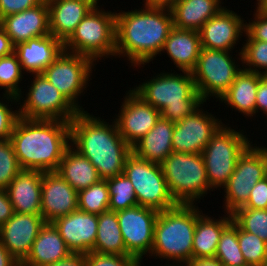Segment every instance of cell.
<instances>
[{
  "mask_svg": "<svg viewBox=\"0 0 267 266\" xmlns=\"http://www.w3.org/2000/svg\"><path fill=\"white\" fill-rule=\"evenodd\" d=\"M197 207L194 204H177L158 213L149 256L173 261L168 266H185L192 259L196 223L203 213Z\"/></svg>",
  "mask_w": 267,
  "mask_h": 266,
  "instance_id": "cell-5",
  "label": "cell"
},
{
  "mask_svg": "<svg viewBox=\"0 0 267 266\" xmlns=\"http://www.w3.org/2000/svg\"><path fill=\"white\" fill-rule=\"evenodd\" d=\"M71 254L57 228L53 223L46 222L20 266H48L68 258Z\"/></svg>",
  "mask_w": 267,
  "mask_h": 266,
  "instance_id": "cell-25",
  "label": "cell"
},
{
  "mask_svg": "<svg viewBox=\"0 0 267 266\" xmlns=\"http://www.w3.org/2000/svg\"><path fill=\"white\" fill-rule=\"evenodd\" d=\"M40 4L39 0H0V20L14 13L22 12Z\"/></svg>",
  "mask_w": 267,
  "mask_h": 266,
  "instance_id": "cell-45",
  "label": "cell"
},
{
  "mask_svg": "<svg viewBox=\"0 0 267 266\" xmlns=\"http://www.w3.org/2000/svg\"><path fill=\"white\" fill-rule=\"evenodd\" d=\"M56 172L77 192L101 180L94 165L72 146L65 151Z\"/></svg>",
  "mask_w": 267,
  "mask_h": 266,
  "instance_id": "cell-31",
  "label": "cell"
},
{
  "mask_svg": "<svg viewBox=\"0 0 267 266\" xmlns=\"http://www.w3.org/2000/svg\"><path fill=\"white\" fill-rule=\"evenodd\" d=\"M262 11L267 12V0H257V4Z\"/></svg>",
  "mask_w": 267,
  "mask_h": 266,
  "instance_id": "cell-53",
  "label": "cell"
},
{
  "mask_svg": "<svg viewBox=\"0 0 267 266\" xmlns=\"http://www.w3.org/2000/svg\"><path fill=\"white\" fill-rule=\"evenodd\" d=\"M221 3L220 0H176L169 6L173 26L199 31L206 21L224 8Z\"/></svg>",
  "mask_w": 267,
  "mask_h": 266,
  "instance_id": "cell-28",
  "label": "cell"
},
{
  "mask_svg": "<svg viewBox=\"0 0 267 266\" xmlns=\"http://www.w3.org/2000/svg\"><path fill=\"white\" fill-rule=\"evenodd\" d=\"M45 223L42 215L14 212L0 227V242L21 264L30 253L33 242Z\"/></svg>",
  "mask_w": 267,
  "mask_h": 266,
  "instance_id": "cell-17",
  "label": "cell"
},
{
  "mask_svg": "<svg viewBox=\"0 0 267 266\" xmlns=\"http://www.w3.org/2000/svg\"><path fill=\"white\" fill-rule=\"evenodd\" d=\"M93 252L126 255L116 212L108 210L98 215L97 237Z\"/></svg>",
  "mask_w": 267,
  "mask_h": 266,
  "instance_id": "cell-32",
  "label": "cell"
},
{
  "mask_svg": "<svg viewBox=\"0 0 267 266\" xmlns=\"http://www.w3.org/2000/svg\"><path fill=\"white\" fill-rule=\"evenodd\" d=\"M118 116L114 119L119 134L132 148L156 124L160 111L145 102L133 90L126 93Z\"/></svg>",
  "mask_w": 267,
  "mask_h": 266,
  "instance_id": "cell-16",
  "label": "cell"
},
{
  "mask_svg": "<svg viewBox=\"0 0 267 266\" xmlns=\"http://www.w3.org/2000/svg\"><path fill=\"white\" fill-rule=\"evenodd\" d=\"M9 140L22 170L57 171L70 147V122L19 117Z\"/></svg>",
  "mask_w": 267,
  "mask_h": 266,
  "instance_id": "cell-3",
  "label": "cell"
},
{
  "mask_svg": "<svg viewBox=\"0 0 267 266\" xmlns=\"http://www.w3.org/2000/svg\"><path fill=\"white\" fill-rule=\"evenodd\" d=\"M215 258L224 266H248L238 243V225L232 222L223 230Z\"/></svg>",
  "mask_w": 267,
  "mask_h": 266,
  "instance_id": "cell-33",
  "label": "cell"
},
{
  "mask_svg": "<svg viewBox=\"0 0 267 266\" xmlns=\"http://www.w3.org/2000/svg\"><path fill=\"white\" fill-rule=\"evenodd\" d=\"M235 61L230 51L201 48L191 73L196 90L205 102L209 96H215L219 100L235 81L243 69Z\"/></svg>",
  "mask_w": 267,
  "mask_h": 266,
  "instance_id": "cell-10",
  "label": "cell"
},
{
  "mask_svg": "<svg viewBox=\"0 0 267 266\" xmlns=\"http://www.w3.org/2000/svg\"><path fill=\"white\" fill-rule=\"evenodd\" d=\"M96 4L93 0H58L49 5L50 35L64 43Z\"/></svg>",
  "mask_w": 267,
  "mask_h": 266,
  "instance_id": "cell-24",
  "label": "cell"
},
{
  "mask_svg": "<svg viewBox=\"0 0 267 266\" xmlns=\"http://www.w3.org/2000/svg\"><path fill=\"white\" fill-rule=\"evenodd\" d=\"M96 4L63 43L64 51L89 57L94 62L115 56L116 12Z\"/></svg>",
  "mask_w": 267,
  "mask_h": 266,
  "instance_id": "cell-6",
  "label": "cell"
},
{
  "mask_svg": "<svg viewBox=\"0 0 267 266\" xmlns=\"http://www.w3.org/2000/svg\"><path fill=\"white\" fill-rule=\"evenodd\" d=\"M39 1H40V3L43 4V5H47V6H49V5H51L52 3L57 2L58 0H39Z\"/></svg>",
  "mask_w": 267,
  "mask_h": 266,
  "instance_id": "cell-54",
  "label": "cell"
},
{
  "mask_svg": "<svg viewBox=\"0 0 267 266\" xmlns=\"http://www.w3.org/2000/svg\"><path fill=\"white\" fill-rule=\"evenodd\" d=\"M243 129L223 124L202 151L211 191L223 187L235 170L239 156L252 143ZM215 188V189H214Z\"/></svg>",
  "mask_w": 267,
  "mask_h": 266,
  "instance_id": "cell-8",
  "label": "cell"
},
{
  "mask_svg": "<svg viewBox=\"0 0 267 266\" xmlns=\"http://www.w3.org/2000/svg\"><path fill=\"white\" fill-rule=\"evenodd\" d=\"M259 83V73L242 69L228 90L220 97V101L230 108L253 117L255 114L256 93Z\"/></svg>",
  "mask_w": 267,
  "mask_h": 266,
  "instance_id": "cell-29",
  "label": "cell"
},
{
  "mask_svg": "<svg viewBox=\"0 0 267 266\" xmlns=\"http://www.w3.org/2000/svg\"><path fill=\"white\" fill-rule=\"evenodd\" d=\"M78 209V192L56 171L43 172L41 215L52 223Z\"/></svg>",
  "mask_w": 267,
  "mask_h": 266,
  "instance_id": "cell-18",
  "label": "cell"
},
{
  "mask_svg": "<svg viewBox=\"0 0 267 266\" xmlns=\"http://www.w3.org/2000/svg\"><path fill=\"white\" fill-rule=\"evenodd\" d=\"M160 165L177 204H197L212 189L202 154L172 152Z\"/></svg>",
  "mask_w": 267,
  "mask_h": 266,
  "instance_id": "cell-7",
  "label": "cell"
},
{
  "mask_svg": "<svg viewBox=\"0 0 267 266\" xmlns=\"http://www.w3.org/2000/svg\"><path fill=\"white\" fill-rule=\"evenodd\" d=\"M244 35L246 43L238 53V59L244 64L243 69L267 75V42L253 40L246 32Z\"/></svg>",
  "mask_w": 267,
  "mask_h": 266,
  "instance_id": "cell-36",
  "label": "cell"
},
{
  "mask_svg": "<svg viewBox=\"0 0 267 266\" xmlns=\"http://www.w3.org/2000/svg\"><path fill=\"white\" fill-rule=\"evenodd\" d=\"M123 174L131 181L138 205L158 212L175 207L160 164L137 157L133 152L127 157Z\"/></svg>",
  "mask_w": 267,
  "mask_h": 266,
  "instance_id": "cell-9",
  "label": "cell"
},
{
  "mask_svg": "<svg viewBox=\"0 0 267 266\" xmlns=\"http://www.w3.org/2000/svg\"><path fill=\"white\" fill-rule=\"evenodd\" d=\"M253 145L256 144L251 143L239 156L234 172L222 187L225 214L242 207L254 185L267 176V148Z\"/></svg>",
  "mask_w": 267,
  "mask_h": 266,
  "instance_id": "cell-11",
  "label": "cell"
},
{
  "mask_svg": "<svg viewBox=\"0 0 267 266\" xmlns=\"http://www.w3.org/2000/svg\"><path fill=\"white\" fill-rule=\"evenodd\" d=\"M28 89L26 97L22 96L24 94L17 97L22 118L70 122L80 112L42 74H34Z\"/></svg>",
  "mask_w": 267,
  "mask_h": 266,
  "instance_id": "cell-12",
  "label": "cell"
},
{
  "mask_svg": "<svg viewBox=\"0 0 267 266\" xmlns=\"http://www.w3.org/2000/svg\"><path fill=\"white\" fill-rule=\"evenodd\" d=\"M175 123L160 117L155 126L133 147L139 158L161 164L173 152L172 136Z\"/></svg>",
  "mask_w": 267,
  "mask_h": 266,
  "instance_id": "cell-27",
  "label": "cell"
},
{
  "mask_svg": "<svg viewBox=\"0 0 267 266\" xmlns=\"http://www.w3.org/2000/svg\"><path fill=\"white\" fill-rule=\"evenodd\" d=\"M221 219H214L201 214L196 223L193 236L192 258H215L218 242L223 230L232 222V215L227 213Z\"/></svg>",
  "mask_w": 267,
  "mask_h": 266,
  "instance_id": "cell-30",
  "label": "cell"
},
{
  "mask_svg": "<svg viewBox=\"0 0 267 266\" xmlns=\"http://www.w3.org/2000/svg\"><path fill=\"white\" fill-rule=\"evenodd\" d=\"M48 266H86L85 254L72 253L68 258Z\"/></svg>",
  "mask_w": 267,
  "mask_h": 266,
  "instance_id": "cell-49",
  "label": "cell"
},
{
  "mask_svg": "<svg viewBox=\"0 0 267 266\" xmlns=\"http://www.w3.org/2000/svg\"><path fill=\"white\" fill-rule=\"evenodd\" d=\"M259 110L267 116V75L259 74V83L256 93L255 114Z\"/></svg>",
  "mask_w": 267,
  "mask_h": 266,
  "instance_id": "cell-46",
  "label": "cell"
},
{
  "mask_svg": "<svg viewBox=\"0 0 267 266\" xmlns=\"http://www.w3.org/2000/svg\"><path fill=\"white\" fill-rule=\"evenodd\" d=\"M145 4L149 5H159V6H170L176 0H143Z\"/></svg>",
  "mask_w": 267,
  "mask_h": 266,
  "instance_id": "cell-52",
  "label": "cell"
},
{
  "mask_svg": "<svg viewBox=\"0 0 267 266\" xmlns=\"http://www.w3.org/2000/svg\"><path fill=\"white\" fill-rule=\"evenodd\" d=\"M116 213L126 248V255H131L142 263L145 254H151L154 241V226L159 212L137 205Z\"/></svg>",
  "mask_w": 267,
  "mask_h": 266,
  "instance_id": "cell-14",
  "label": "cell"
},
{
  "mask_svg": "<svg viewBox=\"0 0 267 266\" xmlns=\"http://www.w3.org/2000/svg\"><path fill=\"white\" fill-rule=\"evenodd\" d=\"M110 194L107 180L101 179L78 192V210L100 215L109 210Z\"/></svg>",
  "mask_w": 267,
  "mask_h": 266,
  "instance_id": "cell-35",
  "label": "cell"
},
{
  "mask_svg": "<svg viewBox=\"0 0 267 266\" xmlns=\"http://www.w3.org/2000/svg\"><path fill=\"white\" fill-rule=\"evenodd\" d=\"M64 50L63 43L53 35L31 38L15 46L23 72L41 74Z\"/></svg>",
  "mask_w": 267,
  "mask_h": 266,
  "instance_id": "cell-22",
  "label": "cell"
},
{
  "mask_svg": "<svg viewBox=\"0 0 267 266\" xmlns=\"http://www.w3.org/2000/svg\"><path fill=\"white\" fill-rule=\"evenodd\" d=\"M15 46L5 30L0 26V57H5L14 53Z\"/></svg>",
  "mask_w": 267,
  "mask_h": 266,
  "instance_id": "cell-48",
  "label": "cell"
},
{
  "mask_svg": "<svg viewBox=\"0 0 267 266\" xmlns=\"http://www.w3.org/2000/svg\"><path fill=\"white\" fill-rule=\"evenodd\" d=\"M234 11L222 8L199 30L202 48L231 51L246 31V23Z\"/></svg>",
  "mask_w": 267,
  "mask_h": 266,
  "instance_id": "cell-19",
  "label": "cell"
},
{
  "mask_svg": "<svg viewBox=\"0 0 267 266\" xmlns=\"http://www.w3.org/2000/svg\"><path fill=\"white\" fill-rule=\"evenodd\" d=\"M240 208L267 209V176L254 185L248 201Z\"/></svg>",
  "mask_w": 267,
  "mask_h": 266,
  "instance_id": "cell-44",
  "label": "cell"
},
{
  "mask_svg": "<svg viewBox=\"0 0 267 266\" xmlns=\"http://www.w3.org/2000/svg\"><path fill=\"white\" fill-rule=\"evenodd\" d=\"M161 72L132 89L160 111L161 117L176 123L197 110L205 101L196 90L192 73Z\"/></svg>",
  "mask_w": 267,
  "mask_h": 266,
  "instance_id": "cell-4",
  "label": "cell"
},
{
  "mask_svg": "<svg viewBox=\"0 0 267 266\" xmlns=\"http://www.w3.org/2000/svg\"><path fill=\"white\" fill-rule=\"evenodd\" d=\"M174 125L172 136L173 152L202 154L211 137L223 125L216 116L201 108Z\"/></svg>",
  "mask_w": 267,
  "mask_h": 266,
  "instance_id": "cell-15",
  "label": "cell"
},
{
  "mask_svg": "<svg viewBox=\"0 0 267 266\" xmlns=\"http://www.w3.org/2000/svg\"><path fill=\"white\" fill-rule=\"evenodd\" d=\"M104 120L80 111L70 121V146L86 157L100 178L106 180L123 173L132 148L119 134L115 121L110 125Z\"/></svg>",
  "mask_w": 267,
  "mask_h": 266,
  "instance_id": "cell-2",
  "label": "cell"
},
{
  "mask_svg": "<svg viewBox=\"0 0 267 266\" xmlns=\"http://www.w3.org/2000/svg\"><path fill=\"white\" fill-rule=\"evenodd\" d=\"M13 207L6 190L0 189V227L13 215Z\"/></svg>",
  "mask_w": 267,
  "mask_h": 266,
  "instance_id": "cell-47",
  "label": "cell"
},
{
  "mask_svg": "<svg viewBox=\"0 0 267 266\" xmlns=\"http://www.w3.org/2000/svg\"><path fill=\"white\" fill-rule=\"evenodd\" d=\"M43 172L21 170L5 189L13 211L41 215V187Z\"/></svg>",
  "mask_w": 267,
  "mask_h": 266,
  "instance_id": "cell-23",
  "label": "cell"
},
{
  "mask_svg": "<svg viewBox=\"0 0 267 266\" xmlns=\"http://www.w3.org/2000/svg\"><path fill=\"white\" fill-rule=\"evenodd\" d=\"M22 71L21 63L15 53L0 57V87L5 90V94L16 97L22 94V89L19 88L24 73Z\"/></svg>",
  "mask_w": 267,
  "mask_h": 266,
  "instance_id": "cell-39",
  "label": "cell"
},
{
  "mask_svg": "<svg viewBox=\"0 0 267 266\" xmlns=\"http://www.w3.org/2000/svg\"><path fill=\"white\" fill-rule=\"evenodd\" d=\"M254 12V19L246 23V33L253 39L267 42V12L262 11L258 6Z\"/></svg>",
  "mask_w": 267,
  "mask_h": 266,
  "instance_id": "cell-43",
  "label": "cell"
},
{
  "mask_svg": "<svg viewBox=\"0 0 267 266\" xmlns=\"http://www.w3.org/2000/svg\"><path fill=\"white\" fill-rule=\"evenodd\" d=\"M95 63L89 57L62 51L41 73L79 111H85L78 102L88 81L92 80ZM90 79V80H89ZM79 104V105H78Z\"/></svg>",
  "mask_w": 267,
  "mask_h": 266,
  "instance_id": "cell-13",
  "label": "cell"
},
{
  "mask_svg": "<svg viewBox=\"0 0 267 266\" xmlns=\"http://www.w3.org/2000/svg\"><path fill=\"white\" fill-rule=\"evenodd\" d=\"M52 223L72 253L87 254L93 251L97 237L98 215L77 209Z\"/></svg>",
  "mask_w": 267,
  "mask_h": 266,
  "instance_id": "cell-20",
  "label": "cell"
},
{
  "mask_svg": "<svg viewBox=\"0 0 267 266\" xmlns=\"http://www.w3.org/2000/svg\"><path fill=\"white\" fill-rule=\"evenodd\" d=\"M199 31L173 27L161 52L167 53L180 71L191 72L201 51Z\"/></svg>",
  "mask_w": 267,
  "mask_h": 266,
  "instance_id": "cell-26",
  "label": "cell"
},
{
  "mask_svg": "<svg viewBox=\"0 0 267 266\" xmlns=\"http://www.w3.org/2000/svg\"><path fill=\"white\" fill-rule=\"evenodd\" d=\"M185 266H224L217 258H192Z\"/></svg>",
  "mask_w": 267,
  "mask_h": 266,
  "instance_id": "cell-51",
  "label": "cell"
},
{
  "mask_svg": "<svg viewBox=\"0 0 267 266\" xmlns=\"http://www.w3.org/2000/svg\"><path fill=\"white\" fill-rule=\"evenodd\" d=\"M231 215L242 230L267 242V209L238 208Z\"/></svg>",
  "mask_w": 267,
  "mask_h": 266,
  "instance_id": "cell-38",
  "label": "cell"
},
{
  "mask_svg": "<svg viewBox=\"0 0 267 266\" xmlns=\"http://www.w3.org/2000/svg\"><path fill=\"white\" fill-rule=\"evenodd\" d=\"M0 26L14 46L31 38L50 35L49 8L40 3L33 8L7 15L0 20Z\"/></svg>",
  "mask_w": 267,
  "mask_h": 266,
  "instance_id": "cell-21",
  "label": "cell"
},
{
  "mask_svg": "<svg viewBox=\"0 0 267 266\" xmlns=\"http://www.w3.org/2000/svg\"><path fill=\"white\" fill-rule=\"evenodd\" d=\"M86 266H142L131 255L103 254L90 251L85 254Z\"/></svg>",
  "mask_w": 267,
  "mask_h": 266,
  "instance_id": "cell-42",
  "label": "cell"
},
{
  "mask_svg": "<svg viewBox=\"0 0 267 266\" xmlns=\"http://www.w3.org/2000/svg\"><path fill=\"white\" fill-rule=\"evenodd\" d=\"M144 8L116 11L115 57H128L131 66L150 63L161 53L173 26L169 6L143 4Z\"/></svg>",
  "mask_w": 267,
  "mask_h": 266,
  "instance_id": "cell-1",
  "label": "cell"
},
{
  "mask_svg": "<svg viewBox=\"0 0 267 266\" xmlns=\"http://www.w3.org/2000/svg\"><path fill=\"white\" fill-rule=\"evenodd\" d=\"M21 170L11 141H0V189L5 190Z\"/></svg>",
  "mask_w": 267,
  "mask_h": 266,
  "instance_id": "cell-40",
  "label": "cell"
},
{
  "mask_svg": "<svg viewBox=\"0 0 267 266\" xmlns=\"http://www.w3.org/2000/svg\"><path fill=\"white\" fill-rule=\"evenodd\" d=\"M110 194L109 210L120 211L138 205L134 187L123 173L106 179Z\"/></svg>",
  "mask_w": 267,
  "mask_h": 266,
  "instance_id": "cell-34",
  "label": "cell"
},
{
  "mask_svg": "<svg viewBox=\"0 0 267 266\" xmlns=\"http://www.w3.org/2000/svg\"><path fill=\"white\" fill-rule=\"evenodd\" d=\"M0 266H20V263L6 250L0 242Z\"/></svg>",
  "mask_w": 267,
  "mask_h": 266,
  "instance_id": "cell-50",
  "label": "cell"
},
{
  "mask_svg": "<svg viewBox=\"0 0 267 266\" xmlns=\"http://www.w3.org/2000/svg\"><path fill=\"white\" fill-rule=\"evenodd\" d=\"M3 96L4 99L0 100V141L10 139L14 126L20 117L19 110L12 111V108H10L11 104H15V102V105H17L18 98L4 93ZM9 102H11L10 105Z\"/></svg>",
  "mask_w": 267,
  "mask_h": 266,
  "instance_id": "cell-41",
  "label": "cell"
},
{
  "mask_svg": "<svg viewBox=\"0 0 267 266\" xmlns=\"http://www.w3.org/2000/svg\"><path fill=\"white\" fill-rule=\"evenodd\" d=\"M238 243L248 266L267 265V242L238 226Z\"/></svg>",
  "mask_w": 267,
  "mask_h": 266,
  "instance_id": "cell-37",
  "label": "cell"
}]
</instances>
